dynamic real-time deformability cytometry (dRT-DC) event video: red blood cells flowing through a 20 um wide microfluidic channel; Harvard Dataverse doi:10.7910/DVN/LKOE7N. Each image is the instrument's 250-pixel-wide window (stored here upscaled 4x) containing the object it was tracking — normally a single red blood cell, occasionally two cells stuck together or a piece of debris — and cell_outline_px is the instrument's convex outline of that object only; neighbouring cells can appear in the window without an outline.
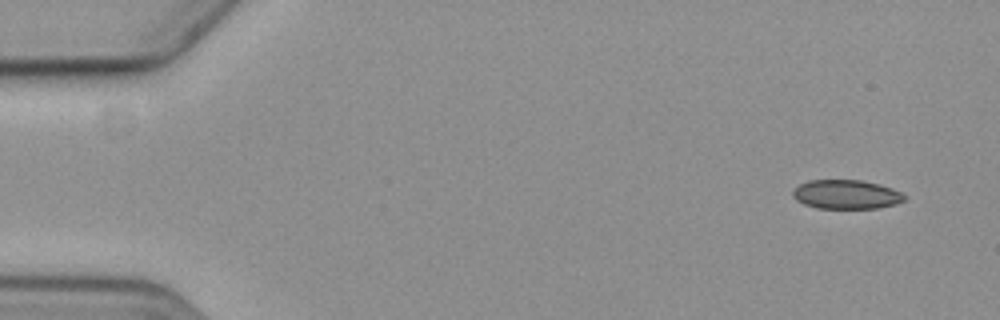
{"species": "common noctule bat (a hibernating species)", "species_latin": "Nyctalus noctula", "temperature_condition": "cold", "stored_images_in_passage": 6, "segment_of_instrument_passage": [1, 2], "camera_frame_rate_fps": 3000, "um_per_image_px": 0.085, "animal": {"sex": "female", "body_mass_g": 19.3, "forearm_length_mm": 54.1}, "frame": {"image": 1, "passage_image": 1, "time_ms": 0.0, "image_size_px": [1000, 320], "cell_outline_px": [[908, 196], [904, 200], [896, 204], [876, 208], [820, 208], [804, 204], [796, 200], [792, 196], [792, 192], [800, 184], [808, 180], [860, 180], [880, 184], [892, 188]], "centroid_in_image_um": [71.95, 16.52], "position_along_channel_um": 13.1, "area_um2": 18.9}}